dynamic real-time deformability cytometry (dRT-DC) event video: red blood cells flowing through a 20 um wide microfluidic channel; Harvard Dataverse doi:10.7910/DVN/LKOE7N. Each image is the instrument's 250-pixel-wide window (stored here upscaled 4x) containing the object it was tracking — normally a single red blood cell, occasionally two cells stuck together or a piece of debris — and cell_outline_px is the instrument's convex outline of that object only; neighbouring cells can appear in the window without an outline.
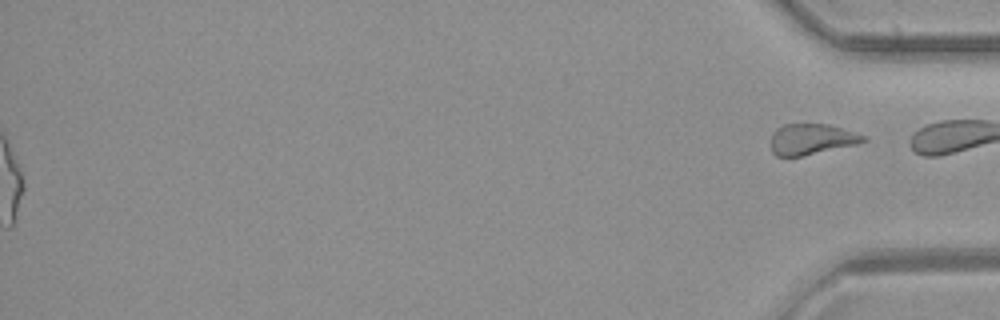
{"species": "common noctule bat (a hibernating species)", "species_latin": "Nyctalus noctula", "temperature_condition": "room temperature", "stored_images_in_passage": 48, "segment_of_instrument_passage": [2, 2], "camera_frame_rate_fps": 3000, "um_per_image_px": 0.085, "animal": {"sex": "female", "body_mass_g": 21.9}, "frame": {"image": 1, "passage_image": 48, "time_ms": 15.667, "image_size_px": [1000, 320], "cell_outline_px": [[868, 140], [856, 144], [800, 156], [776, 156], [772, 152], [772, 132], [776, 128], [784, 124], [828, 124], [868, 136]], "centroid_in_image_um": [68.99, 11.82], "position_along_channel_um": 366.2, "area_um2": 16.47}}